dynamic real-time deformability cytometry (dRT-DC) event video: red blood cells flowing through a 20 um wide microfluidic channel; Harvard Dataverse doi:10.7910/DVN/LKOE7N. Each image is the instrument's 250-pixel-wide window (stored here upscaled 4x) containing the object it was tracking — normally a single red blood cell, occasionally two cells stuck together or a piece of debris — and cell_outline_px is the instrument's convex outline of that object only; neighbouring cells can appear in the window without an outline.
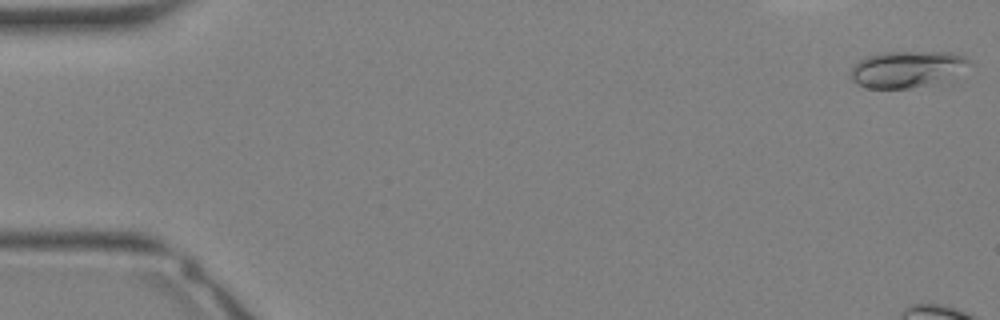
{"species": "Egyptian fruit bat (a non-hibernating species)", "species_latin": "Rousettus aegyptiacus", "temperature_condition": "warm", "stored_images_in_passage": 6, "camera_frame_rate_fps": 3000, "um_per_image_px": 0.085, "animal": {"sex": "female"}, "frame": {"image": 1, "passage_image": 1, "time_ms": 0.0, "image_size_px": [1000, 320], "cell_outline_px": [[972, 64], [924, 84], [912, 88], [868, 88], [852, 80], [852, 68], [860, 60], [868, 56], [880, 52], [952, 52], [964, 56]], "centroid_in_image_um": [76.98, 5.84], "position_along_channel_um": 8.0, "area_um2": 23.87}}